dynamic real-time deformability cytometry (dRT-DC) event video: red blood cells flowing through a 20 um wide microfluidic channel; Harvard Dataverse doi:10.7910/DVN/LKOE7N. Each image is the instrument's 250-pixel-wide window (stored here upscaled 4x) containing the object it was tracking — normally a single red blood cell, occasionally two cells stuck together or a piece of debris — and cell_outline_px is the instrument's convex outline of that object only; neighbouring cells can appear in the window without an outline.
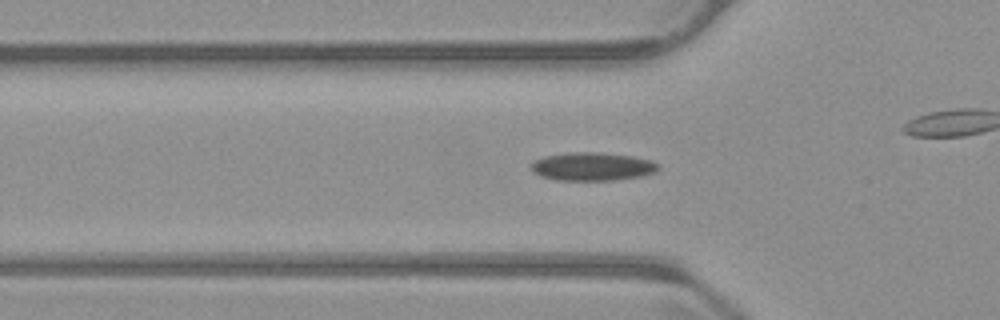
{"species": "common noctule bat (a hibernating species)", "species_latin": "Nyctalus noctula", "temperature_condition": "warm", "stored_images_in_passage": 32, "camera_frame_rate_fps": 3000, "um_per_image_px": 0.085, "animal": {"sex": "male", "body_mass_g": 23.1, "forearm_length_mm": 52.7}, "frame": {"image": 1, "passage_image": 10, "time_ms": 3.0, "image_size_px": [1000, 320], "cell_outline_px": [[660, 168], [656, 172], [640, 176], [612, 180], [560, 180], [544, 176], [532, 172], [532, 160], [544, 156], [568, 152], [600, 152], [632, 156], [652, 160], [660, 164]], "centroid_in_image_um": [50.38, 14.14], "position_along_channel_um": 75.4, "area_um2": 20.98}}
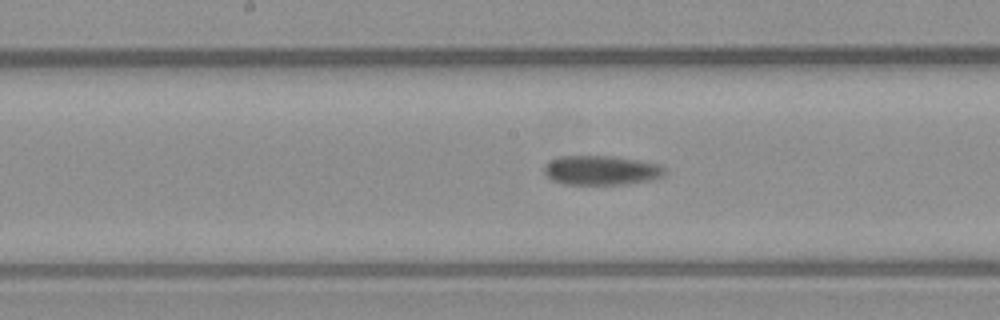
{"frame": {"image": 2, "passage_image": 20, "time_ms": 6.333, "image_size_px": [1000, 320], "cell_outline_px": [[668, 172], [664, 176], [648, 180], [612, 184], [568, 184], [552, 180], [544, 172], [544, 164], [560, 156], [612, 156], [640, 160], [660, 164]], "centroid_in_image_um": [51.12, 14.45], "position_along_channel_um": 197.1, "area_um2": 20.46}}
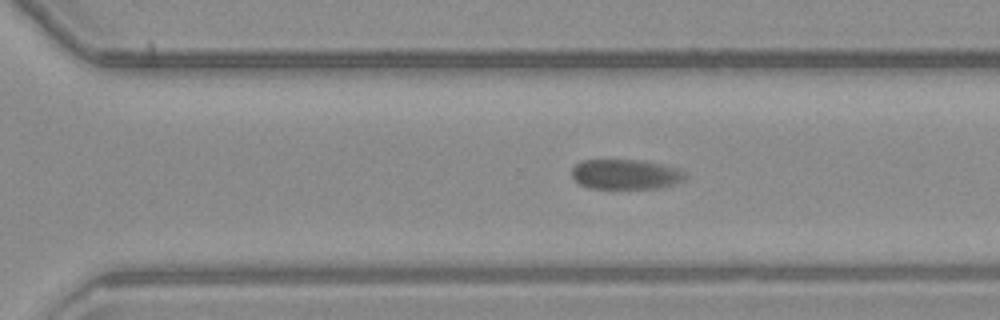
{"frame": {"image": 3, "passage_image": 30, "time_ms": 9.667, "image_size_px": [1000, 320], "cell_outline_px": [[684, 176], [680, 180], [672, 184], [656, 188], [588, 188], [580, 184], [572, 176], [572, 168], [580, 160], [644, 160], [664, 164], [680, 168], [684, 172]], "centroid_in_image_um": [53.14, 14.8], "position_along_channel_um": 317.5, "area_um2": 19.71}}